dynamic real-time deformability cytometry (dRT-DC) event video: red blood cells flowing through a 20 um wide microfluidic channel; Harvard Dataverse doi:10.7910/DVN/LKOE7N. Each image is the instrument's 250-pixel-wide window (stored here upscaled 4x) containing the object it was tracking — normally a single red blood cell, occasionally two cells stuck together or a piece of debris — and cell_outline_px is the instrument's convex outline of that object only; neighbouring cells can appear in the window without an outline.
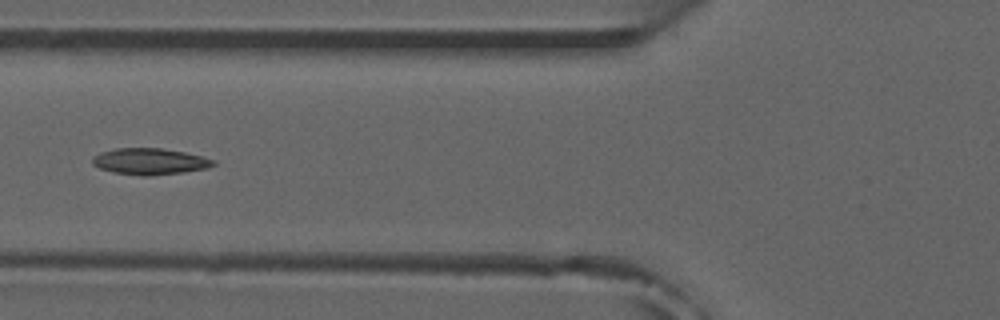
{"species": "common noctule bat (a hibernating species)", "species_latin": "Nyctalus noctula", "temperature_condition": "room temperature", "stored_images_in_passage": 38, "camera_frame_rate_fps": 3000, "um_per_image_px": 0.085, "animal": {"sex": "male", "forearm_length_mm": 52.5}, "frame": {"image": 1, "passage_image": 6, "time_ms": 1.667, "image_size_px": [1000, 320], "cell_outline_px": [[216, 164], [208, 168], [184, 172], [148, 176], [144, 176], [116, 172], [100, 168], [92, 164], [92, 156], [100, 152], [116, 148], [160, 148], [184, 152], [204, 156], [216, 160]], "centroid_in_image_um": [12.77, 13.71], "position_along_channel_um": 113.0, "area_um2": 18.61}, "authors_computed_cell_mechanics": {"area_um2": 17.6579, "velocity_mm_per_s": 3.8625, "shape_relaxation_time_tau1_ms": null, "shape_relaxation_time_tau2_ms": 3.2993, "deformation_change_tau1": null, "deformation_change_tau2": 0.0922}}